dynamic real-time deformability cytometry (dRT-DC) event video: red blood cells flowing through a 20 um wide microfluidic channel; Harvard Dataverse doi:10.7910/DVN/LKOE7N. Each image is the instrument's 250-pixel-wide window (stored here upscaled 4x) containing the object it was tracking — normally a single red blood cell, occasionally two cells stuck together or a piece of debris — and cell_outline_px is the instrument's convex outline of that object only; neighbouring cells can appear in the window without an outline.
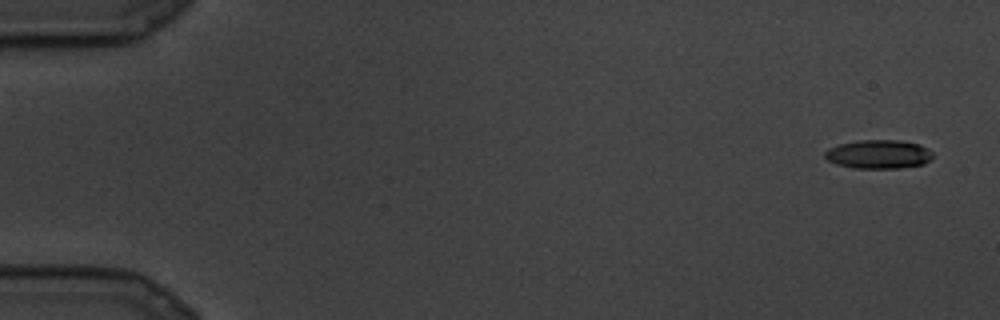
{"species": "common noctule bat (a hibernating species)", "species_latin": "Nyctalus noctula", "temperature_condition": "cold", "stored_images_in_passage": 23, "camera_frame_rate_fps": 3000, "um_per_image_px": 0.085, "animal": {"sex": "male", "body_mass_g": 19.5, "forearm_length_mm": 54.6}, "frame": {"image": 1, "passage_image": 2, "time_ms": 0.333, "image_size_px": [1000, 320], "cell_outline_px": [[932, 156], [924, 164], [900, 168], [852, 168], [836, 164], [828, 160], [824, 156], [824, 152], [828, 148], [840, 144], [856, 140], [900, 140], [920, 144], [928, 148], [932, 152]], "centroid_in_image_um": [74.67, 13.1], "position_along_channel_um": 10.3, "area_um2": 18.21}}
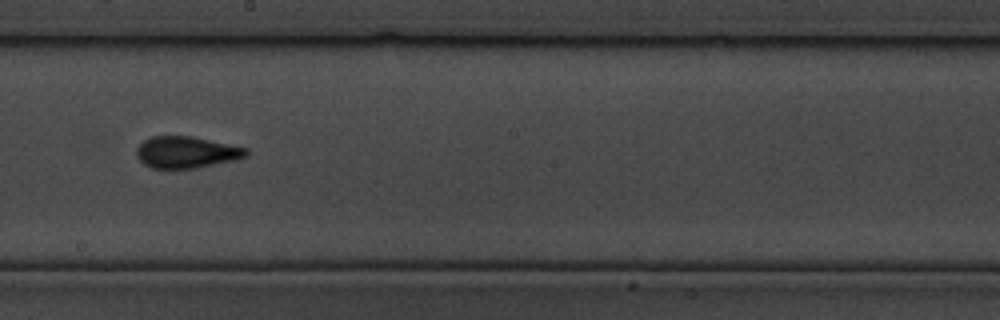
{"frame": {"image": 2, "passage_image": 15, "time_ms": 4.667, "image_size_px": [1000, 320], "cell_outline_px": [[248, 156], [236, 160], [196, 168], [152, 168], [144, 164], [136, 156], [136, 148], [144, 140], [152, 136], [192, 136], [248, 148]], "centroid_in_image_um": [15.86, 12.94], "position_along_channel_um": 232.3, "area_um2": 20.29}}
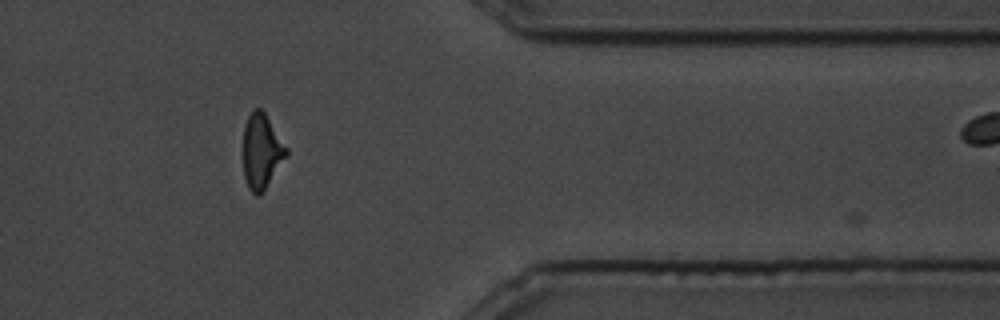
{"frame": {"image": 3, "passage_image": 22, "time_ms": 7.0, "image_size_px": [1000, 320], "cell_outline_px": [[288, 156], [264, 192], [260, 196], [256, 196], [248, 188], [244, 176], [244, 124], [252, 108], [260, 108], [264, 112], [288, 148]], "centroid_in_image_um": [22.25, 12.89], "position_along_channel_um": 389.1, "area_um2": 19.13}}